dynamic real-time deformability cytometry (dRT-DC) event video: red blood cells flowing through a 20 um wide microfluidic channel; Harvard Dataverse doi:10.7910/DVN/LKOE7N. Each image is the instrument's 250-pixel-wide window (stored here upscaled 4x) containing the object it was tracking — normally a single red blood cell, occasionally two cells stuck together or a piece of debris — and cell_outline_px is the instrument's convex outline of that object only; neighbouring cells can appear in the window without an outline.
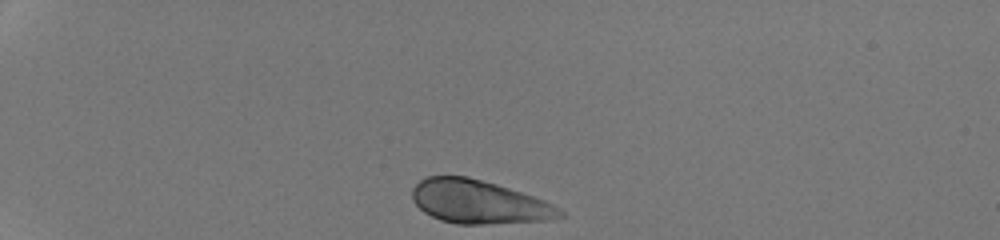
{"species": "human", "species_latin": "Homo sapiens", "temperature_condition": "room temperature", "stored_images_in_passage": 32, "camera_frame_rate_fps": 3000, "um_per_image_px": 0.085, "donor": {"sex": "male"}, "frame": {"image": 1, "passage_image": 1, "time_ms": 0.0, "image_size_px": [1000, 240], "cell_outline_px": [[564, 216], [548, 220], [484, 224], [456, 224], [440, 220], [424, 212], [412, 200], [412, 188], [420, 180], [428, 176], [468, 176], [496, 184], [544, 200], [552, 204], [564, 212]], "centroid_in_image_um": [40.67, 17.16], "position_along_channel_um": 44.3, "area_um2": 37.17}}
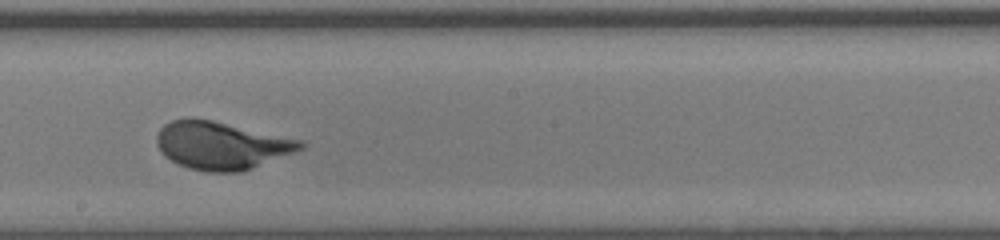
{"frame": {"image": 2, "passage_image": 19, "time_ms": 6.0, "image_size_px": [1000, 240], "cell_outline_px": [[308, 144], [304, 148], [252, 168], [240, 172], [208, 172], [188, 168], [164, 156], [160, 152], [156, 144], [156, 136], [160, 128], [164, 124], [172, 120], [192, 116], [212, 120], [308, 140]], "centroid_in_image_um": [18.85, 12.33], "position_along_channel_um": 229.3, "area_um2": 40.69}}
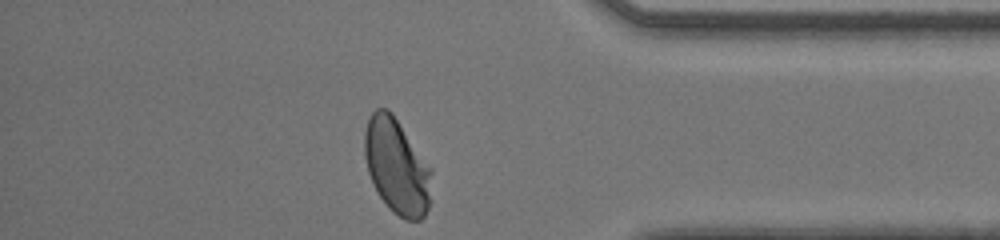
{"frame": {"image": 3, "passage_image": 32, "time_ms": 10.333, "image_size_px": [1000, 240], "cell_outline_px": [[432, 200], [424, 216], [420, 220], [404, 220], [392, 212], [380, 196], [368, 172], [364, 156], [364, 132], [368, 120], [372, 112], [376, 108], [388, 108], [392, 112], [432, 168]], "centroid_in_image_um": [33.75, 14.15], "position_along_channel_um": 401.4, "area_um2": 37.69}, "authors_computed_cell_mechanics": {"area_um2": 38.1769, "velocity_mm_per_s": 4.2384, "shape_relaxation_time_tau1_ms": 3.3361, "shape_relaxation_time_tau2_ms": null, "deformation_change_tau1": 0.1691, "deformation_change_tau2": null}}